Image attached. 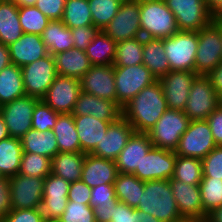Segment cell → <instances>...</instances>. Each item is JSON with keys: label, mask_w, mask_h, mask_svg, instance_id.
<instances>
[{"label": "cell", "mask_w": 222, "mask_h": 222, "mask_svg": "<svg viewBox=\"0 0 222 222\" xmlns=\"http://www.w3.org/2000/svg\"><path fill=\"white\" fill-rule=\"evenodd\" d=\"M51 173V159L36 153L23 152L19 174L45 178Z\"/></svg>", "instance_id": "obj_44"}, {"label": "cell", "mask_w": 222, "mask_h": 222, "mask_svg": "<svg viewBox=\"0 0 222 222\" xmlns=\"http://www.w3.org/2000/svg\"><path fill=\"white\" fill-rule=\"evenodd\" d=\"M214 19L222 20V10L214 17Z\"/></svg>", "instance_id": "obj_65"}, {"label": "cell", "mask_w": 222, "mask_h": 222, "mask_svg": "<svg viewBox=\"0 0 222 222\" xmlns=\"http://www.w3.org/2000/svg\"><path fill=\"white\" fill-rule=\"evenodd\" d=\"M114 191L118 201L136 209L139 205L141 192H144V181L134 174L118 173L114 181Z\"/></svg>", "instance_id": "obj_37"}, {"label": "cell", "mask_w": 222, "mask_h": 222, "mask_svg": "<svg viewBox=\"0 0 222 222\" xmlns=\"http://www.w3.org/2000/svg\"><path fill=\"white\" fill-rule=\"evenodd\" d=\"M190 119L184 111L167 109L154 127L148 131L153 147L175 151Z\"/></svg>", "instance_id": "obj_6"}, {"label": "cell", "mask_w": 222, "mask_h": 222, "mask_svg": "<svg viewBox=\"0 0 222 222\" xmlns=\"http://www.w3.org/2000/svg\"><path fill=\"white\" fill-rule=\"evenodd\" d=\"M80 140V152L90 154L106 134L111 123L96 119L92 115L73 116Z\"/></svg>", "instance_id": "obj_26"}, {"label": "cell", "mask_w": 222, "mask_h": 222, "mask_svg": "<svg viewBox=\"0 0 222 222\" xmlns=\"http://www.w3.org/2000/svg\"><path fill=\"white\" fill-rule=\"evenodd\" d=\"M23 148L18 138L11 136L0 141V173L12 177L19 173Z\"/></svg>", "instance_id": "obj_35"}, {"label": "cell", "mask_w": 222, "mask_h": 222, "mask_svg": "<svg viewBox=\"0 0 222 222\" xmlns=\"http://www.w3.org/2000/svg\"><path fill=\"white\" fill-rule=\"evenodd\" d=\"M80 92V80L57 75L41 100L59 114H72Z\"/></svg>", "instance_id": "obj_14"}, {"label": "cell", "mask_w": 222, "mask_h": 222, "mask_svg": "<svg viewBox=\"0 0 222 222\" xmlns=\"http://www.w3.org/2000/svg\"><path fill=\"white\" fill-rule=\"evenodd\" d=\"M23 152L36 153L52 159L58 152V144L52 130L46 132L30 129L21 138Z\"/></svg>", "instance_id": "obj_31"}, {"label": "cell", "mask_w": 222, "mask_h": 222, "mask_svg": "<svg viewBox=\"0 0 222 222\" xmlns=\"http://www.w3.org/2000/svg\"><path fill=\"white\" fill-rule=\"evenodd\" d=\"M138 210L127 204L117 201L113 205V213L110 222H140Z\"/></svg>", "instance_id": "obj_52"}, {"label": "cell", "mask_w": 222, "mask_h": 222, "mask_svg": "<svg viewBox=\"0 0 222 222\" xmlns=\"http://www.w3.org/2000/svg\"><path fill=\"white\" fill-rule=\"evenodd\" d=\"M178 222H206V219L198 218H182Z\"/></svg>", "instance_id": "obj_64"}, {"label": "cell", "mask_w": 222, "mask_h": 222, "mask_svg": "<svg viewBox=\"0 0 222 222\" xmlns=\"http://www.w3.org/2000/svg\"><path fill=\"white\" fill-rule=\"evenodd\" d=\"M88 0H66L61 21L70 29L92 26V15Z\"/></svg>", "instance_id": "obj_39"}, {"label": "cell", "mask_w": 222, "mask_h": 222, "mask_svg": "<svg viewBox=\"0 0 222 222\" xmlns=\"http://www.w3.org/2000/svg\"><path fill=\"white\" fill-rule=\"evenodd\" d=\"M169 183L182 218L206 219L199 185L187 184L173 178L169 179Z\"/></svg>", "instance_id": "obj_23"}, {"label": "cell", "mask_w": 222, "mask_h": 222, "mask_svg": "<svg viewBox=\"0 0 222 222\" xmlns=\"http://www.w3.org/2000/svg\"><path fill=\"white\" fill-rule=\"evenodd\" d=\"M133 132L131 124L122 116L109 125L106 134L90 154L115 161Z\"/></svg>", "instance_id": "obj_20"}, {"label": "cell", "mask_w": 222, "mask_h": 222, "mask_svg": "<svg viewBox=\"0 0 222 222\" xmlns=\"http://www.w3.org/2000/svg\"><path fill=\"white\" fill-rule=\"evenodd\" d=\"M12 209L10 180L8 177H0V215L3 217Z\"/></svg>", "instance_id": "obj_55"}, {"label": "cell", "mask_w": 222, "mask_h": 222, "mask_svg": "<svg viewBox=\"0 0 222 222\" xmlns=\"http://www.w3.org/2000/svg\"><path fill=\"white\" fill-rule=\"evenodd\" d=\"M173 179L199 185L203 178L202 161L197 158L176 155Z\"/></svg>", "instance_id": "obj_40"}, {"label": "cell", "mask_w": 222, "mask_h": 222, "mask_svg": "<svg viewBox=\"0 0 222 222\" xmlns=\"http://www.w3.org/2000/svg\"><path fill=\"white\" fill-rule=\"evenodd\" d=\"M1 1L15 2L16 0H1Z\"/></svg>", "instance_id": "obj_68"}, {"label": "cell", "mask_w": 222, "mask_h": 222, "mask_svg": "<svg viewBox=\"0 0 222 222\" xmlns=\"http://www.w3.org/2000/svg\"><path fill=\"white\" fill-rule=\"evenodd\" d=\"M116 46L117 42L100 30L85 49V53L92 66L113 65Z\"/></svg>", "instance_id": "obj_36"}, {"label": "cell", "mask_w": 222, "mask_h": 222, "mask_svg": "<svg viewBox=\"0 0 222 222\" xmlns=\"http://www.w3.org/2000/svg\"><path fill=\"white\" fill-rule=\"evenodd\" d=\"M2 222H46L40 208L11 209Z\"/></svg>", "instance_id": "obj_49"}, {"label": "cell", "mask_w": 222, "mask_h": 222, "mask_svg": "<svg viewBox=\"0 0 222 222\" xmlns=\"http://www.w3.org/2000/svg\"><path fill=\"white\" fill-rule=\"evenodd\" d=\"M72 115H92L96 119L113 123L123 116V108L115 101L101 99L81 91L75 103Z\"/></svg>", "instance_id": "obj_21"}, {"label": "cell", "mask_w": 222, "mask_h": 222, "mask_svg": "<svg viewBox=\"0 0 222 222\" xmlns=\"http://www.w3.org/2000/svg\"><path fill=\"white\" fill-rule=\"evenodd\" d=\"M57 75L80 80L91 68L85 51L73 47L71 50L54 55Z\"/></svg>", "instance_id": "obj_27"}, {"label": "cell", "mask_w": 222, "mask_h": 222, "mask_svg": "<svg viewBox=\"0 0 222 222\" xmlns=\"http://www.w3.org/2000/svg\"><path fill=\"white\" fill-rule=\"evenodd\" d=\"M141 37L164 39L179 31L164 0H140Z\"/></svg>", "instance_id": "obj_3"}, {"label": "cell", "mask_w": 222, "mask_h": 222, "mask_svg": "<svg viewBox=\"0 0 222 222\" xmlns=\"http://www.w3.org/2000/svg\"><path fill=\"white\" fill-rule=\"evenodd\" d=\"M124 0H88L93 25L99 30L110 23Z\"/></svg>", "instance_id": "obj_41"}, {"label": "cell", "mask_w": 222, "mask_h": 222, "mask_svg": "<svg viewBox=\"0 0 222 222\" xmlns=\"http://www.w3.org/2000/svg\"><path fill=\"white\" fill-rule=\"evenodd\" d=\"M197 74L193 71H169L160 82L168 109L184 111L190 88Z\"/></svg>", "instance_id": "obj_18"}, {"label": "cell", "mask_w": 222, "mask_h": 222, "mask_svg": "<svg viewBox=\"0 0 222 222\" xmlns=\"http://www.w3.org/2000/svg\"><path fill=\"white\" fill-rule=\"evenodd\" d=\"M209 123L204 120H190L187 130L182 134L175 154L202 160L216 147Z\"/></svg>", "instance_id": "obj_8"}, {"label": "cell", "mask_w": 222, "mask_h": 222, "mask_svg": "<svg viewBox=\"0 0 222 222\" xmlns=\"http://www.w3.org/2000/svg\"><path fill=\"white\" fill-rule=\"evenodd\" d=\"M37 0H16L14 3L18 7H29L34 6Z\"/></svg>", "instance_id": "obj_63"}, {"label": "cell", "mask_w": 222, "mask_h": 222, "mask_svg": "<svg viewBox=\"0 0 222 222\" xmlns=\"http://www.w3.org/2000/svg\"><path fill=\"white\" fill-rule=\"evenodd\" d=\"M206 77L210 81L211 86L220 96L222 94V62L209 72Z\"/></svg>", "instance_id": "obj_56"}, {"label": "cell", "mask_w": 222, "mask_h": 222, "mask_svg": "<svg viewBox=\"0 0 222 222\" xmlns=\"http://www.w3.org/2000/svg\"><path fill=\"white\" fill-rule=\"evenodd\" d=\"M8 49L11 63L20 68L49 54L39 34L23 33Z\"/></svg>", "instance_id": "obj_24"}, {"label": "cell", "mask_w": 222, "mask_h": 222, "mask_svg": "<svg viewBox=\"0 0 222 222\" xmlns=\"http://www.w3.org/2000/svg\"><path fill=\"white\" fill-rule=\"evenodd\" d=\"M218 93L204 75H197L190 88L184 113L190 120H204L220 105Z\"/></svg>", "instance_id": "obj_10"}, {"label": "cell", "mask_w": 222, "mask_h": 222, "mask_svg": "<svg viewBox=\"0 0 222 222\" xmlns=\"http://www.w3.org/2000/svg\"><path fill=\"white\" fill-rule=\"evenodd\" d=\"M70 182L50 173L44 178L41 212L46 222L59 219L66 209Z\"/></svg>", "instance_id": "obj_17"}, {"label": "cell", "mask_w": 222, "mask_h": 222, "mask_svg": "<svg viewBox=\"0 0 222 222\" xmlns=\"http://www.w3.org/2000/svg\"><path fill=\"white\" fill-rule=\"evenodd\" d=\"M206 222H222V206L209 212L206 217Z\"/></svg>", "instance_id": "obj_60"}, {"label": "cell", "mask_w": 222, "mask_h": 222, "mask_svg": "<svg viewBox=\"0 0 222 222\" xmlns=\"http://www.w3.org/2000/svg\"><path fill=\"white\" fill-rule=\"evenodd\" d=\"M175 162V151L152 147L143 156L140 169L133 174L142 181L169 180L173 177Z\"/></svg>", "instance_id": "obj_16"}, {"label": "cell", "mask_w": 222, "mask_h": 222, "mask_svg": "<svg viewBox=\"0 0 222 222\" xmlns=\"http://www.w3.org/2000/svg\"><path fill=\"white\" fill-rule=\"evenodd\" d=\"M66 0H37V7L48 19L61 20L64 13Z\"/></svg>", "instance_id": "obj_51"}, {"label": "cell", "mask_w": 222, "mask_h": 222, "mask_svg": "<svg viewBox=\"0 0 222 222\" xmlns=\"http://www.w3.org/2000/svg\"><path fill=\"white\" fill-rule=\"evenodd\" d=\"M136 209L163 222H178L182 219L169 180L144 181V192H141Z\"/></svg>", "instance_id": "obj_2"}, {"label": "cell", "mask_w": 222, "mask_h": 222, "mask_svg": "<svg viewBox=\"0 0 222 222\" xmlns=\"http://www.w3.org/2000/svg\"><path fill=\"white\" fill-rule=\"evenodd\" d=\"M117 103L125 107L141 90L156 82L151 71L143 64L113 67Z\"/></svg>", "instance_id": "obj_7"}, {"label": "cell", "mask_w": 222, "mask_h": 222, "mask_svg": "<svg viewBox=\"0 0 222 222\" xmlns=\"http://www.w3.org/2000/svg\"><path fill=\"white\" fill-rule=\"evenodd\" d=\"M220 98V105L222 106V94L219 96Z\"/></svg>", "instance_id": "obj_67"}, {"label": "cell", "mask_w": 222, "mask_h": 222, "mask_svg": "<svg viewBox=\"0 0 222 222\" xmlns=\"http://www.w3.org/2000/svg\"><path fill=\"white\" fill-rule=\"evenodd\" d=\"M174 14L179 31H199L213 20L206 0H164Z\"/></svg>", "instance_id": "obj_9"}, {"label": "cell", "mask_w": 222, "mask_h": 222, "mask_svg": "<svg viewBox=\"0 0 222 222\" xmlns=\"http://www.w3.org/2000/svg\"><path fill=\"white\" fill-rule=\"evenodd\" d=\"M39 101L38 98L25 95L1 106L0 114L11 137L20 139L32 129L33 110Z\"/></svg>", "instance_id": "obj_13"}, {"label": "cell", "mask_w": 222, "mask_h": 222, "mask_svg": "<svg viewBox=\"0 0 222 222\" xmlns=\"http://www.w3.org/2000/svg\"><path fill=\"white\" fill-rule=\"evenodd\" d=\"M25 93L42 99L57 76L54 56H47L21 68Z\"/></svg>", "instance_id": "obj_11"}, {"label": "cell", "mask_w": 222, "mask_h": 222, "mask_svg": "<svg viewBox=\"0 0 222 222\" xmlns=\"http://www.w3.org/2000/svg\"><path fill=\"white\" fill-rule=\"evenodd\" d=\"M102 31L116 42L141 37L140 0H124Z\"/></svg>", "instance_id": "obj_12"}, {"label": "cell", "mask_w": 222, "mask_h": 222, "mask_svg": "<svg viewBox=\"0 0 222 222\" xmlns=\"http://www.w3.org/2000/svg\"><path fill=\"white\" fill-rule=\"evenodd\" d=\"M18 12L23 33L41 35L51 21L35 6L18 7Z\"/></svg>", "instance_id": "obj_43"}, {"label": "cell", "mask_w": 222, "mask_h": 222, "mask_svg": "<svg viewBox=\"0 0 222 222\" xmlns=\"http://www.w3.org/2000/svg\"><path fill=\"white\" fill-rule=\"evenodd\" d=\"M167 109L163 88L157 80L123 107V117L134 132L148 133Z\"/></svg>", "instance_id": "obj_1"}, {"label": "cell", "mask_w": 222, "mask_h": 222, "mask_svg": "<svg viewBox=\"0 0 222 222\" xmlns=\"http://www.w3.org/2000/svg\"><path fill=\"white\" fill-rule=\"evenodd\" d=\"M118 201L115 196L114 184H101L91 188V207L105 204H115Z\"/></svg>", "instance_id": "obj_48"}, {"label": "cell", "mask_w": 222, "mask_h": 222, "mask_svg": "<svg viewBox=\"0 0 222 222\" xmlns=\"http://www.w3.org/2000/svg\"><path fill=\"white\" fill-rule=\"evenodd\" d=\"M142 64L151 71L156 80H159L170 71L163 39L144 38Z\"/></svg>", "instance_id": "obj_30"}, {"label": "cell", "mask_w": 222, "mask_h": 222, "mask_svg": "<svg viewBox=\"0 0 222 222\" xmlns=\"http://www.w3.org/2000/svg\"><path fill=\"white\" fill-rule=\"evenodd\" d=\"M12 209L40 208L44 178L16 174L9 178Z\"/></svg>", "instance_id": "obj_15"}, {"label": "cell", "mask_w": 222, "mask_h": 222, "mask_svg": "<svg viewBox=\"0 0 222 222\" xmlns=\"http://www.w3.org/2000/svg\"><path fill=\"white\" fill-rule=\"evenodd\" d=\"M201 161L203 177L222 179V146H216Z\"/></svg>", "instance_id": "obj_47"}, {"label": "cell", "mask_w": 222, "mask_h": 222, "mask_svg": "<svg viewBox=\"0 0 222 222\" xmlns=\"http://www.w3.org/2000/svg\"><path fill=\"white\" fill-rule=\"evenodd\" d=\"M11 64L8 46L0 43V72Z\"/></svg>", "instance_id": "obj_58"}, {"label": "cell", "mask_w": 222, "mask_h": 222, "mask_svg": "<svg viewBox=\"0 0 222 222\" xmlns=\"http://www.w3.org/2000/svg\"><path fill=\"white\" fill-rule=\"evenodd\" d=\"M206 4L214 17L222 10V0H206Z\"/></svg>", "instance_id": "obj_59"}, {"label": "cell", "mask_w": 222, "mask_h": 222, "mask_svg": "<svg viewBox=\"0 0 222 222\" xmlns=\"http://www.w3.org/2000/svg\"><path fill=\"white\" fill-rule=\"evenodd\" d=\"M41 38L51 55L71 50L74 47L72 31L61 20H52L41 34Z\"/></svg>", "instance_id": "obj_29"}, {"label": "cell", "mask_w": 222, "mask_h": 222, "mask_svg": "<svg viewBox=\"0 0 222 222\" xmlns=\"http://www.w3.org/2000/svg\"><path fill=\"white\" fill-rule=\"evenodd\" d=\"M114 204L97 205L93 207L96 222H110Z\"/></svg>", "instance_id": "obj_57"}, {"label": "cell", "mask_w": 222, "mask_h": 222, "mask_svg": "<svg viewBox=\"0 0 222 222\" xmlns=\"http://www.w3.org/2000/svg\"><path fill=\"white\" fill-rule=\"evenodd\" d=\"M23 35L18 6L14 2H0V43L9 46Z\"/></svg>", "instance_id": "obj_32"}, {"label": "cell", "mask_w": 222, "mask_h": 222, "mask_svg": "<svg viewBox=\"0 0 222 222\" xmlns=\"http://www.w3.org/2000/svg\"><path fill=\"white\" fill-rule=\"evenodd\" d=\"M199 187L202 207L206 215L222 206V179L203 177Z\"/></svg>", "instance_id": "obj_42"}, {"label": "cell", "mask_w": 222, "mask_h": 222, "mask_svg": "<svg viewBox=\"0 0 222 222\" xmlns=\"http://www.w3.org/2000/svg\"><path fill=\"white\" fill-rule=\"evenodd\" d=\"M85 156L82 152H58L51 159V173L70 183L79 181Z\"/></svg>", "instance_id": "obj_28"}, {"label": "cell", "mask_w": 222, "mask_h": 222, "mask_svg": "<svg viewBox=\"0 0 222 222\" xmlns=\"http://www.w3.org/2000/svg\"><path fill=\"white\" fill-rule=\"evenodd\" d=\"M9 136L10 135L8 133V129H7V126L5 124L4 118L0 114V141L9 137Z\"/></svg>", "instance_id": "obj_61"}, {"label": "cell", "mask_w": 222, "mask_h": 222, "mask_svg": "<svg viewBox=\"0 0 222 222\" xmlns=\"http://www.w3.org/2000/svg\"><path fill=\"white\" fill-rule=\"evenodd\" d=\"M153 147L148 133L133 132L128 139L126 146L115 160L119 173L133 174L140 165L149 150Z\"/></svg>", "instance_id": "obj_22"}, {"label": "cell", "mask_w": 222, "mask_h": 222, "mask_svg": "<svg viewBox=\"0 0 222 222\" xmlns=\"http://www.w3.org/2000/svg\"><path fill=\"white\" fill-rule=\"evenodd\" d=\"M222 62L221 20L214 19L198 31L195 73L206 76Z\"/></svg>", "instance_id": "obj_4"}, {"label": "cell", "mask_w": 222, "mask_h": 222, "mask_svg": "<svg viewBox=\"0 0 222 222\" xmlns=\"http://www.w3.org/2000/svg\"><path fill=\"white\" fill-rule=\"evenodd\" d=\"M80 84L82 92L117 102L113 65L91 66Z\"/></svg>", "instance_id": "obj_19"}, {"label": "cell", "mask_w": 222, "mask_h": 222, "mask_svg": "<svg viewBox=\"0 0 222 222\" xmlns=\"http://www.w3.org/2000/svg\"><path fill=\"white\" fill-rule=\"evenodd\" d=\"M67 198L68 201L89 205L91 188L81 180L71 182Z\"/></svg>", "instance_id": "obj_53"}, {"label": "cell", "mask_w": 222, "mask_h": 222, "mask_svg": "<svg viewBox=\"0 0 222 222\" xmlns=\"http://www.w3.org/2000/svg\"><path fill=\"white\" fill-rule=\"evenodd\" d=\"M143 37H135L117 42L113 67H126L142 64Z\"/></svg>", "instance_id": "obj_38"}, {"label": "cell", "mask_w": 222, "mask_h": 222, "mask_svg": "<svg viewBox=\"0 0 222 222\" xmlns=\"http://www.w3.org/2000/svg\"><path fill=\"white\" fill-rule=\"evenodd\" d=\"M118 173L115 161L86 154L80 180L93 188L101 184H114Z\"/></svg>", "instance_id": "obj_25"}, {"label": "cell", "mask_w": 222, "mask_h": 222, "mask_svg": "<svg viewBox=\"0 0 222 222\" xmlns=\"http://www.w3.org/2000/svg\"><path fill=\"white\" fill-rule=\"evenodd\" d=\"M59 219L64 222H96L93 207L73 201L67 202Z\"/></svg>", "instance_id": "obj_46"}, {"label": "cell", "mask_w": 222, "mask_h": 222, "mask_svg": "<svg viewBox=\"0 0 222 222\" xmlns=\"http://www.w3.org/2000/svg\"><path fill=\"white\" fill-rule=\"evenodd\" d=\"M25 95L21 68L11 63L0 72V105Z\"/></svg>", "instance_id": "obj_33"}, {"label": "cell", "mask_w": 222, "mask_h": 222, "mask_svg": "<svg viewBox=\"0 0 222 222\" xmlns=\"http://www.w3.org/2000/svg\"><path fill=\"white\" fill-rule=\"evenodd\" d=\"M59 113L53 111L48 105L40 100L32 115V129L46 132L52 130L57 122Z\"/></svg>", "instance_id": "obj_45"}, {"label": "cell", "mask_w": 222, "mask_h": 222, "mask_svg": "<svg viewBox=\"0 0 222 222\" xmlns=\"http://www.w3.org/2000/svg\"><path fill=\"white\" fill-rule=\"evenodd\" d=\"M72 39L74 40V47L78 50L85 51V49L91 44V41L100 31L94 25L92 26H79L71 29Z\"/></svg>", "instance_id": "obj_50"}, {"label": "cell", "mask_w": 222, "mask_h": 222, "mask_svg": "<svg viewBox=\"0 0 222 222\" xmlns=\"http://www.w3.org/2000/svg\"><path fill=\"white\" fill-rule=\"evenodd\" d=\"M138 215L140 216V222H163L161 220L156 219L150 214H147L143 211L138 210Z\"/></svg>", "instance_id": "obj_62"}, {"label": "cell", "mask_w": 222, "mask_h": 222, "mask_svg": "<svg viewBox=\"0 0 222 222\" xmlns=\"http://www.w3.org/2000/svg\"><path fill=\"white\" fill-rule=\"evenodd\" d=\"M59 152H80V140L72 114H59L52 129Z\"/></svg>", "instance_id": "obj_34"}, {"label": "cell", "mask_w": 222, "mask_h": 222, "mask_svg": "<svg viewBox=\"0 0 222 222\" xmlns=\"http://www.w3.org/2000/svg\"><path fill=\"white\" fill-rule=\"evenodd\" d=\"M48 222H64V221H62L60 219H55V220H51V221H48Z\"/></svg>", "instance_id": "obj_66"}, {"label": "cell", "mask_w": 222, "mask_h": 222, "mask_svg": "<svg viewBox=\"0 0 222 222\" xmlns=\"http://www.w3.org/2000/svg\"><path fill=\"white\" fill-rule=\"evenodd\" d=\"M209 123L214 142L222 146V106L219 105L206 119Z\"/></svg>", "instance_id": "obj_54"}, {"label": "cell", "mask_w": 222, "mask_h": 222, "mask_svg": "<svg viewBox=\"0 0 222 222\" xmlns=\"http://www.w3.org/2000/svg\"><path fill=\"white\" fill-rule=\"evenodd\" d=\"M163 45L170 71L195 72V58L198 50L197 31H178L163 39Z\"/></svg>", "instance_id": "obj_5"}]
</instances>
